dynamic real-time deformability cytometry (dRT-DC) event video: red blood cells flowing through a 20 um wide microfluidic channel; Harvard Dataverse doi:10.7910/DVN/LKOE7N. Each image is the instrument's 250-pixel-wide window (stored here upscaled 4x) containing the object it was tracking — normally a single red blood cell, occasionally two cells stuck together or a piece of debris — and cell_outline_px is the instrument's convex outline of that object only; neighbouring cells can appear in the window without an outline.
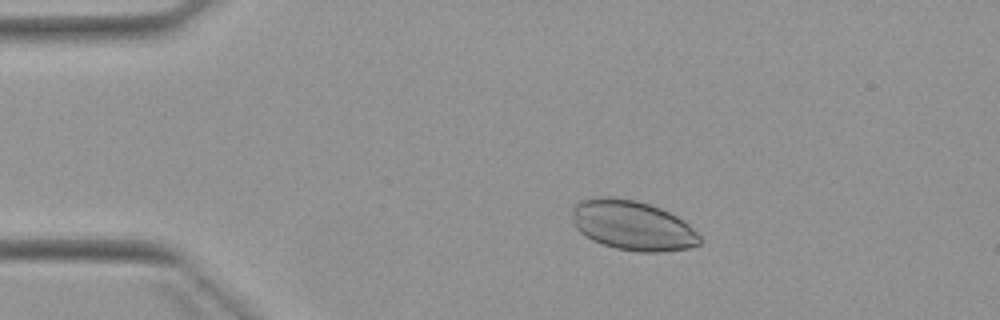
{"species": "Egyptian fruit bat (a non-hibernating species)", "species_latin": "Rousettus aegyptiacus", "temperature_condition": "warm", "stored_images_in_passage": 5, "camera_frame_rate_fps": 3000, "um_per_image_px": 0.085, "animal": {"sex": "female"}, "frame": {"image": 1, "passage_image": 3, "time_ms": 2.333, "image_size_px": [1000, 320], "cell_outline_px": [[700, 244], [688, 248], [660, 252], [640, 252], [616, 248], [592, 240], [584, 236], [576, 228], [572, 212], [572, 208], [580, 200], [600, 196], [608, 196], [636, 200], [660, 208], [684, 220], [700, 236]], "centroid_in_image_um": [53.75, 19.15], "position_along_channel_um": 31.2, "area_um2": 36.88}}